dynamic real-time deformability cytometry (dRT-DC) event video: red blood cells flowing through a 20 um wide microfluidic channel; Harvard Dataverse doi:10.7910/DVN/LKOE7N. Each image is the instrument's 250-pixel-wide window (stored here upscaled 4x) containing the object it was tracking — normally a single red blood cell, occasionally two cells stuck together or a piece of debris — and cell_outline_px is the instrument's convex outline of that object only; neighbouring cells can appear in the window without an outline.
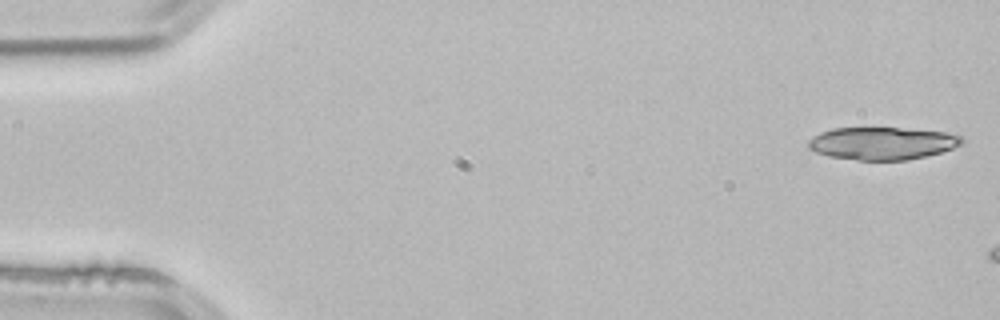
{"species": "common noctule bat (a hibernating species)", "species_latin": "Nyctalus noctula", "temperature_condition": "room temperature", "stored_images_in_passage": 4, "camera_frame_rate_fps": 3000, "um_per_image_px": 0.085, "animal": {"sex": "male", "body_mass_g": 21.5, "forearm_length_mm": 52.0}, "frame": {"image": 1, "passage_image": 1, "time_ms": 0.0, "image_size_px": [1000, 320], "cell_outline_px": [[964, 144], [940, 152], [908, 160], [856, 160], [828, 156], [816, 152], [808, 148], [808, 140], [820, 132], [832, 128], [900, 128], [944, 132], [960, 136], [964, 140]], "centroid_in_image_um": [74.96, 12.18], "position_along_channel_um": 10.0, "area_um2": 29.07}}
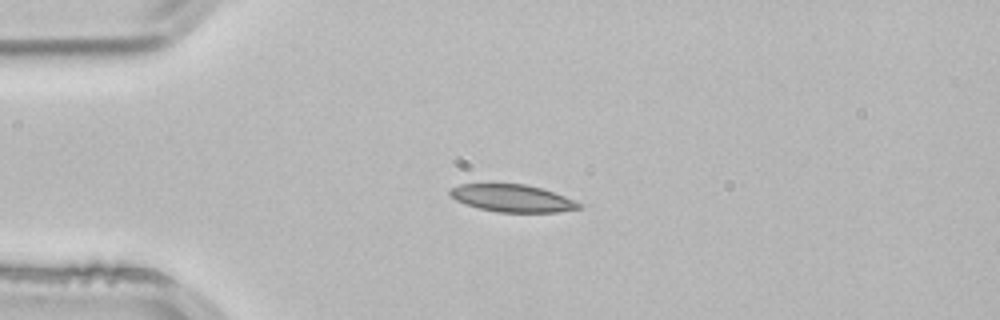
{"frame": {"image": 2, "passage_image": 4, "time_ms": 1.0, "image_size_px": [1000, 320], "cell_outline_px": [[584, 208], [556, 212], [500, 212], [480, 208], [456, 200], [448, 192], [448, 188], [460, 184], [488, 180], [524, 184], [540, 188], [564, 196], [580, 204]], "centroid_in_image_um": [43.45, 16.79], "position_along_channel_um": 41.6, "area_um2": 21.15}}